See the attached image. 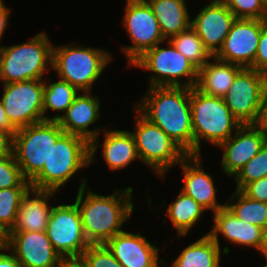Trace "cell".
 Wrapping results in <instances>:
<instances>
[{"label": "cell", "mask_w": 267, "mask_h": 267, "mask_svg": "<svg viewBox=\"0 0 267 267\" xmlns=\"http://www.w3.org/2000/svg\"><path fill=\"white\" fill-rule=\"evenodd\" d=\"M11 229L0 221V248L7 249L10 243Z\"/></svg>", "instance_id": "cell-43"}, {"label": "cell", "mask_w": 267, "mask_h": 267, "mask_svg": "<svg viewBox=\"0 0 267 267\" xmlns=\"http://www.w3.org/2000/svg\"><path fill=\"white\" fill-rule=\"evenodd\" d=\"M265 20L236 19L214 58L250 68L256 57Z\"/></svg>", "instance_id": "cell-15"}, {"label": "cell", "mask_w": 267, "mask_h": 267, "mask_svg": "<svg viewBox=\"0 0 267 267\" xmlns=\"http://www.w3.org/2000/svg\"><path fill=\"white\" fill-rule=\"evenodd\" d=\"M81 258L87 267H123L105 244L90 245Z\"/></svg>", "instance_id": "cell-35"}, {"label": "cell", "mask_w": 267, "mask_h": 267, "mask_svg": "<svg viewBox=\"0 0 267 267\" xmlns=\"http://www.w3.org/2000/svg\"><path fill=\"white\" fill-rule=\"evenodd\" d=\"M191 88L154 86L135 108L160 127L188 156L194 155V136L190 108ZM137 106V107H136Z\"/></svg>", "instance_id": "cell-1"}, {"label": "cell", "mask_w": 267, "mask_h": 267, "mask_svg": "<svg viewBox=\"0 0 267 267\" xmlns=\"http://www.w3.org/2000/svg\"><path fill=\"white\" fill-rule=\"evenodd\" d=\"M265 137L254 125H242L218 147L223 148L221 165L229 176H235L265 145Z\"/></svg>", "instance_id": "cell-18"}, {"label": "cell", "mask_w": 267, "mask_h": 267, "mask_svg": "<svg viewBox=\"0 0 267 267\" xmlns=\"http://www.w3.org/2000/svg\"><path fill=\"white\" fill-rule=\"evenodd\" d=\"M43 90L44 79L3 84V107L16 129L44 121Z\"/></svg>", "instance_id": "cell-11"}, {"label": "cell", "mask_w": 267, "mask_h": 267, "mask_svg": "<svg viewBox=\"0 0 267 267\" xmlns=\"http://www.w3.org/2000/svg\"><path fill=\"white\" fill-rule=\"evenodd\" d=\"M236 19L222 0H213L199 11L191 21V27L214 56L222 47Z\"/></svg>", "instance_id": "cell-17"}, {"label": "cell", "mask_w": 267, "mask_h": 267, "mask_svg": "<svg viewBox=\"0 0 267 267\" xmlns=\"http://www.w3.org/2000/svg\"><path fill=\"white\" fill-rule=\"evenodd\" d=\"M220 246L209 234L187 246L172 267H219L221 258Z\"/></svg>", "instance_id": "cell-26"}, {"label": "cell", "mask_w": 267, "mask_h": 267, "mask_svg": "<svg viewBox=\"0 0 267 267\" xmlns=\"http://www.w3.org/2000/svg\"><path fill=\"white\" fill-rule=\"evenodd\" d=\"M250 68L267 74V20L261 30L256 57Z\"/></svg>", "instance_id": "cell-36"}, {"label": "cell", "mask_w": 267, "mask_h": 267, "mask_svg": "<svg viewBox=\"0 0 267 267\" xmlns=\"http://www.w3.org/2000/svg\"><path fill=\"white\" fill-rule=\"evenodd\" d=\"M14 136L0 131V159L13 155Z\"/></svg>", "instance_id": "cell-38"}, {"label": "cell", "mask_w": 267, "mask_h": 267, "mask_svg": "<svg viewBox=\"0 0 267 267\" xmlns=\"http://www.w3.org/2000/svg\"><path fill=\"white\" fill-rule=\"evenodd\" d=\"M258 251L264 255L267 261V228L263 230L262 242Z\"/></svg>", "instance_id": "cell-45"}, {"label": "cell", "mask_w": 267, "mask_h": 267, "mask_svg": "<svg viewBox=\"0 0 267 267\" xmlns=\"http://www.w3.org/2000/svg\"><path fill=\"white\" fill-rule=\"evenodd\" d=\"M205 209L197 203L191 196L180 192L175 201H173L167 209L173 226L176 228L179 237L188 234L189 230L197 224Z\"/></svg>", "instance_id": "cell-27"}, {"label": "cell", "mask_w": 267, "mask_h": 267, "mask_svg": "<svg viewBox=\"0 0 267 267\" xmlns=\"http://www.w3.org/2000/svg\"><path fill=\"white\" fill-rule=\"evenodd\" d=\"M237 198V203L230 204ZM233 200L226 201V207L234 213V215L247 223L256 225L261 229L267 228V203L256 201L248 198L240 190H236L232 195Z\"/></svg>", "instance_id": "cell-29"}, {"label": "cell", "mask_w": 267, "mask_h": 267, "mask_svg": "<svg viewBox=\"0 0 267 267\" xmlns=\"http://www.w3.org/2000/svg\"><path fill=\"white\" fill-rule=\"evenodd\" d=\"M166 44L168 48H161L158 44L147 50L131 67L135 66L154 72V76L151 75L150 78V87H196L198 69L169 40ZM183 76L188 78V82L184 84L180 82Z\"/></svg>", "instance_id": "cell-9"}, {"label": "cell", "mask_w": 267, "mask_h": 267, "mask_svg": "<svg viewBox=\"0 0 267 267\" xmlns=\"http://www.w3.org/2000/svg\"><path fill=\"white\" fill-rule=\"evenodd\" d=\"M31 187H13L0 189V221L13 228L20 202Z\"/></svg>", "instance_id": "cell-31"}, {"label": "cell", "mask_w": 267, "mask_h": 267, "mask_svg": "<svg viewBox=\"0 0 267 267\" xmlns=\"http://www.w3.org/2000/svg\"><path fill=\"white\" fill-rule=\"evenodd\" d=\"M253 125L265 137L267 142V96L264 99L263 105L261 106L257 119Z\"/></svg>", "instance_id": "cell-39"}, {"label": "cell", "mask_w": 267, "mask_h": 267, "mask_svg": "<svg viewBox=\"0 0 267 267\" xmlns=\"http://www.w3.org/2000/svg\"><path fill=\"white\" fill-rule=\"evenodd\" d=\"M214 60L215 63L208 61L198 70L196 88L206 95L222 98L243 67L216 58Z\"/></svg>", "instance_id": "cell-23"}, {"label": "cell", "mask_w": 267, "mask_h": 267, "mask_svg": "<svg viewBox=\"0 0 267 267\" xmlns=\"http://www.w3.org/2000/svg\"><path fill=\"white\" fill-rule=\"evenodd\" d=\"M135 132L133 135L138 157L160 177L173 166L178 165L188 156L157 125L151 123L136 108Z\"/></svg>", "instance_id": "cell-8"}, {"label": "cell", "mask_w": 267, "mask_h": 267, "mask_svg": "<svg viewBox=\"0 0 267 267\" xmlns=\"http://www.w3.org/2000/svg\"><path fill=\"white\" fill-rule=\"evenodd\" d=\"M58 267H87V265L81 257L62 258Z\"/></svg>", "instance_id": "cell-44"}, {"label": "cell", "mask_w": 267, "mask_h": 267, "mask_svg": "<svg viewBox=\"0 0 267 267\" xmlns=\"http://www.w3.org/2000/svg\"><path fill=\"white\" fill-rule=\"evenodd\" d=\"M214 227L208 233L220 246L218 234L221 233L230 243L251 246L257 251L262 242L263 229L238 219L226 206L213 213Z\"/></svg>", "instance_id": "cell-21"}, {"label": "cell", "mask_w": 267, "mask_h": 267, "mask_svg": "<svg viewBox=\"0 0 267 267\" xmlns=\"http://www.w3.org/2000/svg\"><path fill=\"white\" fill-rule=\"evenodd\" d=\"M190 163V164H187ZM180 167L184 172V186L181 191L191 196L205 210L210 209L213 213L226 204H218L216 200L217 188L214 186L213 177L202 168L200 155L186 156Z\"/></svg>", "instance_id": "cell-20"}, {"label": "cell", "mask_w": 267, "mask_h": 267, "mask_svg": "<svg viewBox=\"0 0 267 267\" xmlns=\"http://www.w3.org/2000/svg\"><path fill=\"white\" fill-rule=\"evenodd\" d=\"M169 41L173 46L199 70L214 56L205 47L195 30L188 29L172 36Z\"/></svg>", "instance_id": "cell-28"}, {"label": "cell", "mask_w": 267, "mask_h": 267, "mask_svg": "<svg viewBox=\"0 0 267 267\" xmlns=\"http://www.w3.org/2000/svg\"><path fill=\"white\" fill-rule=\"evenodd\" d=\"M267 96V74L243 68L222 97L241 125H253Z\"/></svg>", "instance_id": "cell-10"}, {"label": "cell", "mask_w": 267, "mask_h": 267, "mask_svg": "<svg viewBox=\"0 0 267 267\" xmlns=\"http://www.w3.org/2000/svg\"><path fill=\"white\" fill-rule=\"evenodd\" d=\"M81 93L76 87L69 82L60 79L57 82L46 83L44 79L43 90V118L45 121H50L46 117L47 110L59 111L65 113L67 108L72 104L75 97Z\"/></svg>", "instance_id": "cell-30"}, {"label": "cell", "mask_w": 267, "mask_h": 267, "mask_svg": "<svg viewBox=\"0 0 267 267\" xmlns=\"http://www.w3.org/2000/svg\"><path fill=\"white\" fill-rule=\"evenodd\" d=\"M7 250L16 257L20 267H58L62 260L46 231L11 232Z\"/></svg>", "instance_id": "cell-16"}, {"label": "cell", "mask_w": 267, "mask_h": 267, "mask_svg": "<svg viewBox=\"0 0 267 267\" xmlns=\"http://www.w3.org/2000/svg\"><path fill=\"white\" fill-rule=\"evenodd\" d=\"M105 245L123 267H159V248L140 233L116 234Z\"/></svg>", "instance_id": "cell-19"}, {"label": "cell", "mask_w": 267, "mask_h": 267, "mask_svg": "<svg viewBox=\"0 0 267 267\" xmlns=\"http://www.w3.org/2000/svg\"><path fill=\"white\" fill-rule=\"evenodd\" d=\"M237 19L267 20L261 0H222Z\"/></svg>", "instance_id": "cell-34"}, {"label": "cell", "mask_w": 267, "mask_h": 267, "mask_svg": "<svg viewBox=\"0 0 267 267\" xmlns=\"http://www.w3.org/2000/svg\"><path fill=\"white\" fill-rule=\"evenodd\" d=\"M52 50L53 44L44 32L20 45L0 46V82L43 79L47 66L52 65Z\"/></svg>", "instance_id": "cell-5"}, {"label": "cell", "mask_w": 267, "mask_h": 267, "mask_svg": "<svg viewBox=\"0 0 267 267\" xmlns=\"http://www.w3.org/2000/svg\"><path fill=\"white\" fill-rule=\"evenodd\" d=\"M123 23L133 42V46L122 47L130 66L147 50L165 41L146 0H127Z\"/></svg>", "instance_id": "cell-13"}, {"label": "cell", "mask_w": 267, "mask_h": 267, "mask_svg": "<svg viewBox=\"0 0 267 267\" xmlns=\"http://www.w3.org/2000/svg\"><path fill=\"white\" fill-rule=\"evenodd\" d=\"M90 165V143L74 134L64 133L52 146L49 161L30 181L31 188L58 191L83 167Z\"/></svg>", "instance_id": "cell-4"}, {"label": "cell", "mask_w": 267, "mask_h": 267, "mask_svg": "<svg viewBox=\"0 0 267 267\" xmlns=\"http://www.w3.org/2000/svg\"><path fill=\"white\" fill-rule=\"evenodd\" d=\"M13 187H31L16 163L14 154L0 159V189Z\"/></svg>", "instance_id": "cell-33"}, {"label": "cell", "mask_w": 267, "mask_h": 267, "mask_svg": "<svg viewBox=\"0 0 267 267\" xmlns=\"http://www.w3.org/2000/svg\"><path fill=\"white\" fill-rule=\"evenodd\" d=\"M240 191L252 200L267 203V176L247 183Z\"/></svg>", "instance_id": "cell-37"}, {"label": "cell", "mask_w": 267, "mask_h": 267, "mask_svg": "<svg viewBox=\"0 0 267 267\" xmlns=\"http://www.w3.org/2000/svg\"><path fill=\"white\" fill-rule=\"evenodd\" d=\"M86 179H82L75 199L83 231L90 245L105 244L116 234L123 232V222H126L134 211L131 201L133 187L115 190L112 195L104 196L88 190Z\"/></svg>", "instance_id": "cell-2"}, {"label": "cell", "mask_w": 267, "mask_h": 267, "mask_svg": "<svg viewBox=\"0 0 267 267\" xmlns=\"http://www.w3.org/2000/svg\"><path fill=\"white\" fill-rule=\"evenodd\" d=\"M5 250L0 248V267H20L16 257L12 253H4Z\"/></svg>", "instance_id": "cell-41"}, {"label": "cell", "mask_w": 267, "mask_h": 267, "mask_svg": "<svg viewBox=\"0 0 267 267\" xmlns=\"http://www.w3.org/2000/svg\"><path fill=\"white\" fill-rule=\"evenodd\" d=\"M65 132L57 121H42L17 129L13 154L23 177L31 181L49 161L50 150Z\"/></svg>", "instance_id": "cell-7"}, {"label": "cell", "mask_w": 267, "mask_h": 267, "mask_svg": "<svg viewBox=\"0 0 267 267\" xmlns=\"http://www.w3.org/2000/svg\"><path fill=\"white\" fill-rule=\"evenodd\" d=\"M159 23L165 40L188 29L191 20L185 0H146Z\"/></svg>", "instance_id": "cell-24"}, {"label": "cell", "mask_w": 267, "mask_h": 267, "mask_svg": "<svg viewBox=\"0 0 267 267\" xmlns=\"http://www.w3.org/2000/svg\"><path fill=\"white\" fill-rule=\"evenodd\" d=\"M111 60L110 53L99 48L53 45L51 69L79 91L91 92L93 83Z\"/></svg>", "instance_id": "cell-6"}, {"label": "cell", "mask_w": 267, "mask_h": 267, "mask_svg": "<svg viewBox=\"0 0 267 267\" xmlns=\"http://www.w3.org/2000/svg\"><path fill=\"white\" fill-rule=\"evenodd\" d=\"M190 108L194 136V155H200L205 140L219 146L242 125L233 116L223 98L209 96L196 87L190 91Z\"/></svg>", "instance_id": "cell-3"}, {"label": "cell", "mask_w": 267, "mask_h": 267, "mask_svg": "<svg viewBox=\"0 0 267 267\" xmlns=\"http://www.w3.org/2000/svg\"><path fill=\"white\" fill-rule=\"evenodd\" d=\"M85 93V94H84ZM100 117V99L97 96H90V91H83L78 94L72 104L67 108L65 114L55 115L50 121H57L60 128L68 134L83 137L90 143V164L94 161V153L99 145L98 135L100 127L89 130Z\"/></svg>", "instance_id": "cell-14"}, {"label": "cell", "mask_w": 267, "mask_h": 267, "mask_svg": "<svg viewBox=\"0 0 267 267\" xmlns=\"http://www.w3.org/2000/svg\"><path fill=\"white\" fill-rule=\"evenodd\" d=\"M103 156L110 170L125 168L139 159L133 135L129 131H105Z\"/></svg>", "instance_id": "cell-25"}, {"label": "cell", "mask_w": 267, "mask_h": 267, "mask_svg": "<svg viewBox=\"0 0 267 267\" xmlns=\"http://www.w3.org/2000/svg\"><path fill=\"white\" fill-rule=\"evenodd\" d=\"M55 192L29 189L20 202L16 222L11 232L46 231L53 208L47 202L50 197L54 196ZM30 195H32V198H30Z\"/></svg>", "instance_id": "cell-22"}, {"label": "cell", "mask_w": 267, "mask_h": 267, "mask_svg": "<svg viewBox=\"0 0 267 267\" xmlns=\"http://www.w3.org/2000/svg\"><path fill=\"white\" fill-rule=\"evenodd\" d=\"M267 176V142L241 170L234 176L236 190H241L247 183Z\"/></svg>", "instance_id": "cell-32"}, {"label": "cell", "mask_w": 267, "mask_h": 267, "mask_svg": "<svg viewBox=\"0 0 267 267\" xmlns=\"http://www.w3.org/2000/svg\"><path fill=\"white\" fill-rule=\"evenodd\" d=\"M0 131L14 136L17 129L10 123L0 99Z\"/></svg>", "instance_id": "cell-40"}, {"label": "cell", "mask_w": 267, "mask_h": 267, "mask_svg": "<svg viewBox=\"0 0 267 267\" xmlns=\"http://www.w3.org/2000/svg\"><path fill=\"white\" fill-rule=\"evenodd\" d=\"M10 10L6 7L3 0H0V40L8 25Z\"/></svg>", "instance_id": "cell-42"}, {"label": "cell", "mask_w": 267, "mask_h": 267, "mask_svg": "<svg viewBox=\"0 0 267 267\" xmlns=\"http://www.w3.org/2000/svg\"><path fill=\"white\" fill-rule=\"evenodd\" d=\"M261 3L263 7L265 8V10L267 11V0H261Z\"/></svg>", "instance_id": "cell-46"}, {"label": "cell", "mask_w": 267, "mask_h": 267, "mask_svg": "<svg viewBox=\"0 0 267 267\" xmlns=\"http://www.w3.org/2000/svg\"><path fill=\"white\" fill-rule=\"evenodd\" d=\"M46 233L62 258L81 257L90 246L75 201L74 204H60L52 208Z\"/></svg>", "instance_id": "cell-12"}]
</instances>
